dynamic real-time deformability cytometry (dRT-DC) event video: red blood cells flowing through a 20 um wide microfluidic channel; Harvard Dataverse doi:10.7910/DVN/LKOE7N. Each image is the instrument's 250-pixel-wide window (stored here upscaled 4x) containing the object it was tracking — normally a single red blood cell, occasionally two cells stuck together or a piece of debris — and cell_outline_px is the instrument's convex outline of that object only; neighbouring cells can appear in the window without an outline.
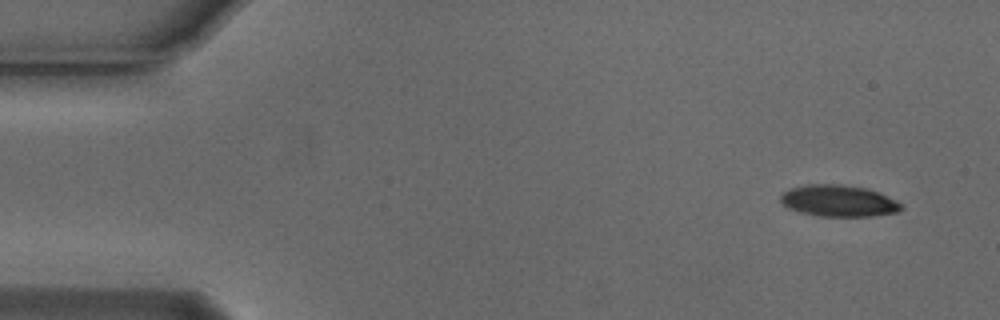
{"species": "Egyptian fruit bat (a non-hibernating species)", "species_latin": "Rousettus aegyptiacus", "temperature_condition": "cold", "stored_images_in_passage": 9, "camera_frame_rate_fps": 3000, "um_per_image_px": 0.085, "animal": {"sex": "male"}, "frame": {"image": 1, "passage_image": 1, "time_ms": 0.0, "image_size_px": [1000, 320], "cell_outline_px": [[904, 208], [896, 212], [872, 216], [820, 216], [800, 212], [788, 208], [780, 204], [780, 192], [788, 188], [808, 184], [840, 184], [868, 188], [896, 200], [904, 204]], "centroid_in_image_um": [71.24, 17.06], "position_along_channel_um": 13.8, "area_um2": 22.48}}
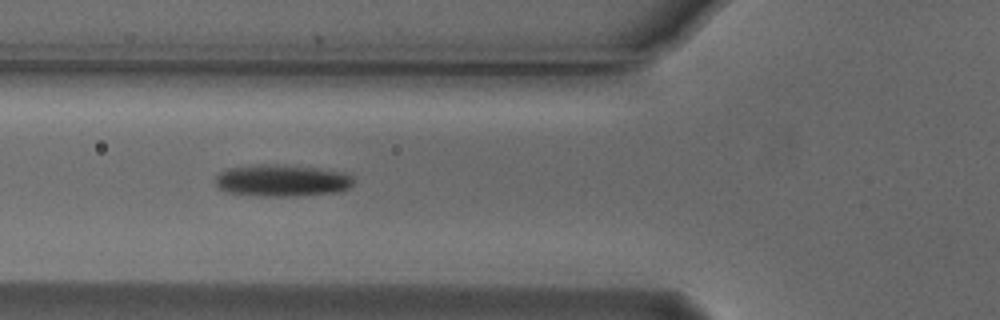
{"frame": {"image": 2, "passage_image": 5, "time_ms": 1.333, "image_size_px": [1000, 320], "cell_outline_px": [[352, 184], [348, 188], [340, 192], [296, 196], [260, 196], [228, 192], [220, 188], [216, 184], [216, 176], [220, 172], [228, 168], [260, 164], [272, 164], [316, 168], [344, 172], [352, 176]], "centroid_in_image_um": [23.97, 15.35], "position_along_channel_um": 101.8, "area_um2": 25.55}}
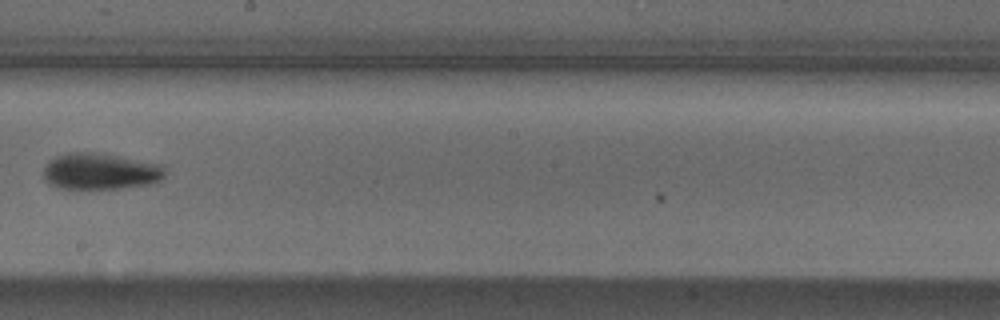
{"frame": {"image": 3, "passage_image": 8, "time_ms": 2.333, "image_size_px": [1000, 320], "cell_outline_px": [[168, 172], [160, 180], [152, 184], [120, 188], [60, 188], [44, 180], [44, 168], [56, 156], [68, 152], [104, 152], [160, 164]], "centroid_in_image_um": [8.58, 14.54], "position_along_channel_um": 239.6, "area_um2": 25.89}}